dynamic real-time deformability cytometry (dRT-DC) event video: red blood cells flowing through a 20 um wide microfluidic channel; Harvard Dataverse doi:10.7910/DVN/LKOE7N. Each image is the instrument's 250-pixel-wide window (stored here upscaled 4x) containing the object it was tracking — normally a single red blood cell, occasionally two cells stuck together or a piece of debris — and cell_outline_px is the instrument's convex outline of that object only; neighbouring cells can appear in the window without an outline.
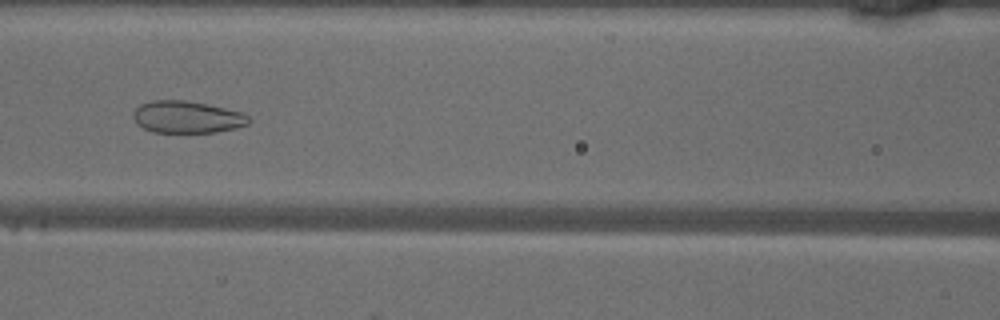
{"species": "common noctule bat (a hibernating species)", "species_latin": "Nyctalus noctula", "temperature_condition": "warm", "stored_images_in_passage": 47, "camera_frame_rate_fps": 3000, "um_per_image_px": 0.085, "animal": {"sex": "male", "body_mass_g": 18.8}, "frame": {"image": 1, "passage_image": 19, "time_ms": 6.0, "image_size_px": [1000, 320], "cell_outline_px": [[252, 120], [248, 124], [236, 128], [216, 132], [152, 132], [136, 124], [132, 116], [132, 112], [140, 104], [152, 100], [188, 100], [244, 112]], "centroid_in_image_um": [15.9, 9.94], "position_along_channel_um": 150.7, "area_um2": 21.85}}
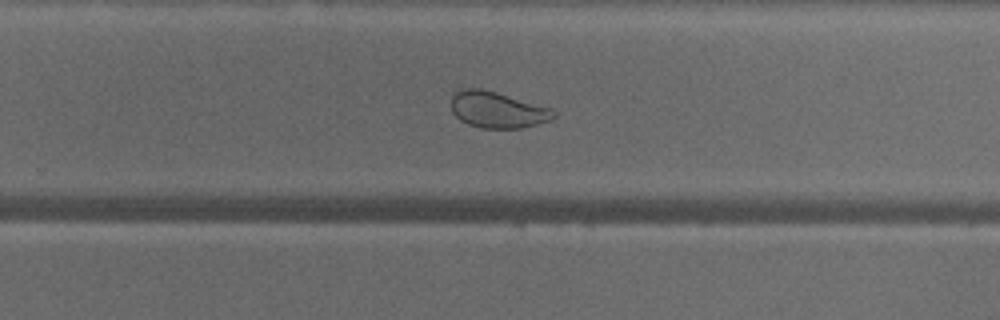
{"frame": {"image": 2, "passage_image": 29, "time_ms": 9.333, "image_size_px": [1000, 320], "cell_outline_px": [[556, 116], [548, 120], [536, 124], [520, 128], [480, 128], [468, 124], [460, 120], [452, 112], [452, 96], [460, 88], [480, 88], [496, 92], [552, 108], [556, 112]], "centroid_in_image_um": [42.27, 9.33], "position_along_channel_um": 287.5, "area_um2": 21.56}}
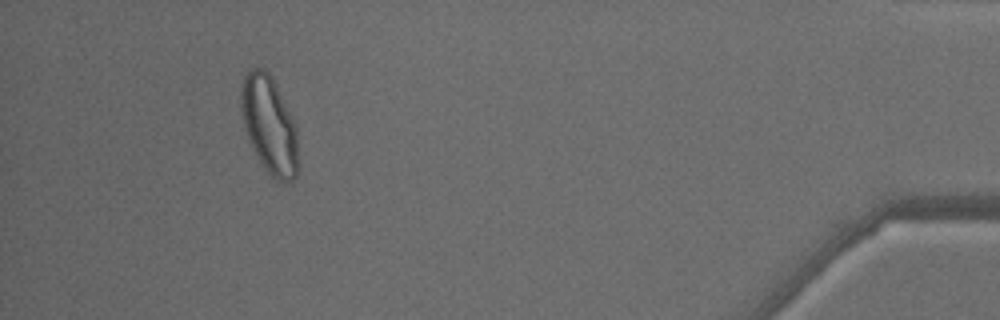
{"frame": {"image": 3, "passage_image": 43, "time_ms": 14.0, "image_size_px": [1000, 320], "cell_outline_px": [[300, 168], [296, 176], [292, 180], [284, 184], [276, 180], [264, 168], [256, 156], [252, 148], [244, 128], [240, 112], [240, 88], [244, 76], [252, 68], [264, 68], [272, 76], [296, 128]], "centroid_in_image_um": [22.88, 10.67], "position_along_channel_um": 412.3, "area_um2": 32.89}}